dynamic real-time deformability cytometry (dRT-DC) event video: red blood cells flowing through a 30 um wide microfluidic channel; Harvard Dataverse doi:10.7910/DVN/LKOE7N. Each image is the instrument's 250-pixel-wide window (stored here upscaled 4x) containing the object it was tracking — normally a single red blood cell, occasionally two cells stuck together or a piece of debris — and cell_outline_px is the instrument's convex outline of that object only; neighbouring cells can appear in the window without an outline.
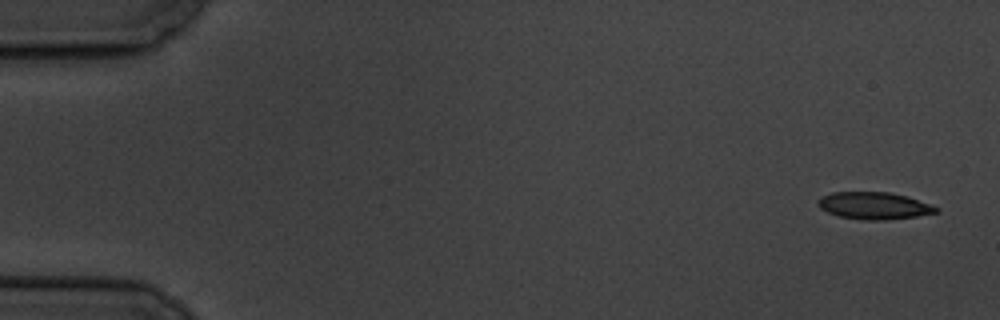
{"species": "common noctule bat (a hibernating species)", "species_latin": "Nyctalus noctula", "temperature_condition": "cold", "stored_images_in_passage": 6, "camera_frame_rate_fps": 3000, "um_per_image_px": 0.085, "animal": {"sex": "male", "body_mass_g": 19.5, "forearm_length_mm": 54.6}, "frame": {"image": 1, "passage_image": 1, "time_ms": 0.0, "image_size_px": [1000, 320], "cell_outline_px": [[940, 212], [916, 216], [888, 220], [860, 220], [840, 216], [828, 212], [820, 208], [816, 204], [816, 200], [832, 192], [888, 192], [908, 196], [940, 208]], "centroid_in_image_um": [74.31, 17.49], "position_along_channel_um": 10.7, "area_um2": 18.79}}